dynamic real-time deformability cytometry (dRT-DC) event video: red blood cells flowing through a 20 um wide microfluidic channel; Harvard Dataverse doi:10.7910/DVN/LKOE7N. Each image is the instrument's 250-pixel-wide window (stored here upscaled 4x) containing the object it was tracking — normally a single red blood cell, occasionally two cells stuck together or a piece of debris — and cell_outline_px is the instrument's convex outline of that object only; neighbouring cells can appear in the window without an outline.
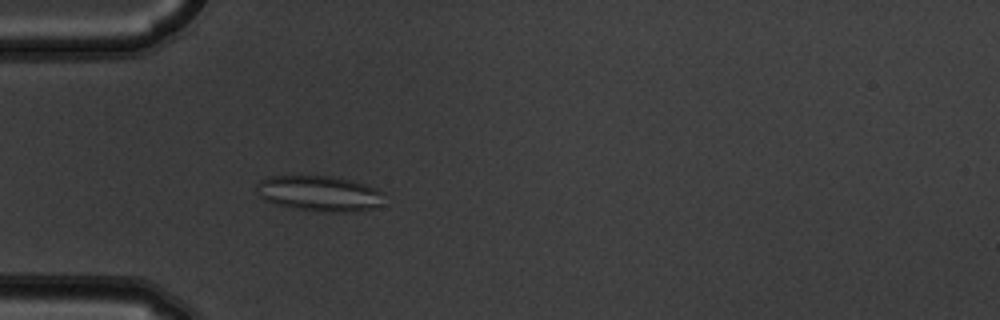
{"species": "common noctule bat (a hibernating species)", "species_latin": "Nyctalus noctula", "temperature_condition": "warm", "stored_images_in_passage": 5, "camera_frame_rate_fps": 3000, "um_per_image_px": 0.085, "animal": {"sex": "male", "body_mass_g": 19.5, "forearm_length_mm": 54.6}, "frame": {"image": 1, "passage_image": 5, "time_ms": 1.333, "image_size_px": [1000, 320], "cell_outline_px": [[384, 192], [380, 204], [376, 208], [352, 212], [328, 212], [296, 208], [276, 204], [264, 200], [260, 196], [260, 180], [268, 176], [332, 176], [352, 180], [376, 188]], "centroid_in_image_um": [27.21, 16.44], "position_along_channel_um": 57.8, "area_um2": 26.13}}